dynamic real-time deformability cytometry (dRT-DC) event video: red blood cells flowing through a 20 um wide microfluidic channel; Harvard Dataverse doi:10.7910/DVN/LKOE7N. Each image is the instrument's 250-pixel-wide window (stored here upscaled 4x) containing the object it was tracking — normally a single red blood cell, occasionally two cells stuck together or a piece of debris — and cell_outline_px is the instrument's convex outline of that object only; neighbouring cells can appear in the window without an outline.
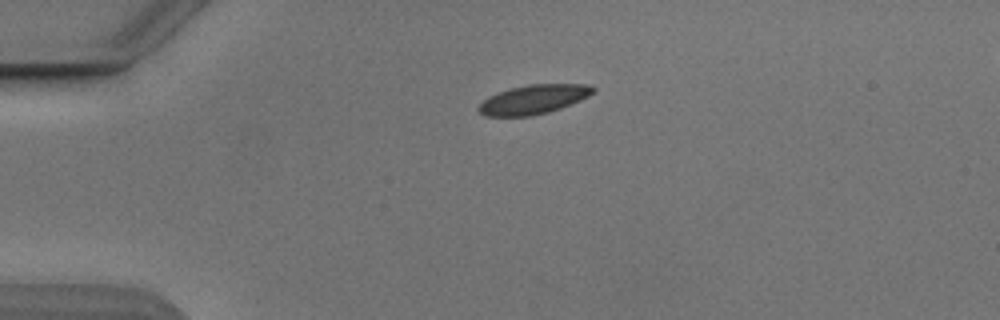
{"species": "Egyptian fruit bat (a non-hibernating species)", "species_latin": "Rousettus aegyptiacus", "temperature_condition": "cold", "stored_images_in_passage": 42, "camera_frame_rate_fps": 3000, "um_per_image_px": 0.085, "animal": {"sex": "male"}, "frame": {"image": 1, "passage_image": 1, "time_ms": 0.0, "image_size_px": [1000, 320], "cell_outline_px": [[596, 92], [580, 100], [560, 108], [548, 112], [532, 116], [484, 116], [476, 108], [488, 96], [512, 88], [528, 84], [588, 84], [596, 88]], "centroid_in_image_um": [45.36, 8.45], "position_along_channel_um": 39.6, "area_um2": 19.42}}
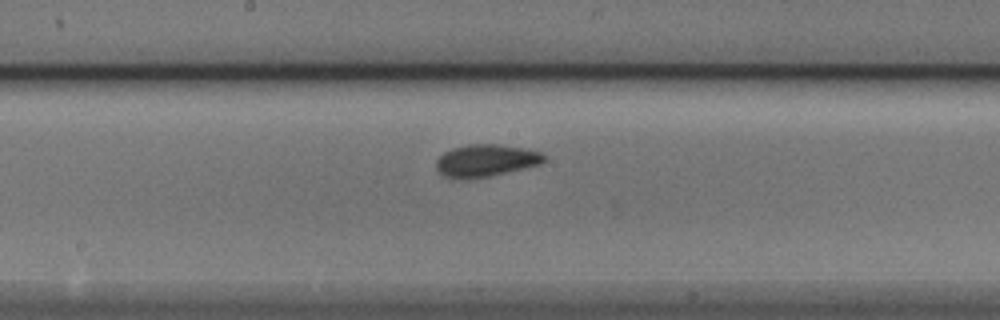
{"frame": {"image": 2, "passage_image": 17, "time_ms": 5.333, "image_size_px": [1000, 320], "cell_outline_px": [[548, 160], [540, 164], [524, 168], [488, 176], [456, 180], [444, 176], [436, 172], [436, 160], [444, 152], [452, 148], [468, 144], [500, 144], [524, 148], [544, 152], [548, 156]], "centroid_in_image_um": [41.31, 13.64], "position_along_channel_um": 206.9, "area_um2": 20.63}}
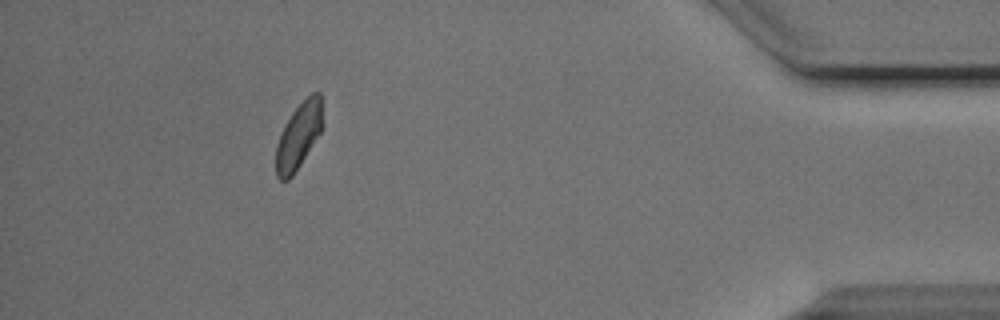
{"frame": {"image": 3, "passage_image": 37, "time_ms": 12.0, "image_size_px": [1000, 320], "cell_outline_px": [[320, 132], [300, 164], [292, 176], [288, 180], [280, 180], [276, 176], [276, 144], [292, 112], [312, 92], [320, 92]], "centroid_in_image_um": [25.34, 11.59], "position_along_channel_um": 409.9, "area_um2": 17.05}, "authors_computed_cell_mechanics": {"area_um2": 19.2474, "velocity_mm_per_s": 3.8327, "shape_relaxation_time_tau1_ms": 2.2957, "shape_relaxation_time_tau2_ms": 1.0664, "deformation_change_tau1": 0.0858, "deformation_change_tau2": 0.0567}}